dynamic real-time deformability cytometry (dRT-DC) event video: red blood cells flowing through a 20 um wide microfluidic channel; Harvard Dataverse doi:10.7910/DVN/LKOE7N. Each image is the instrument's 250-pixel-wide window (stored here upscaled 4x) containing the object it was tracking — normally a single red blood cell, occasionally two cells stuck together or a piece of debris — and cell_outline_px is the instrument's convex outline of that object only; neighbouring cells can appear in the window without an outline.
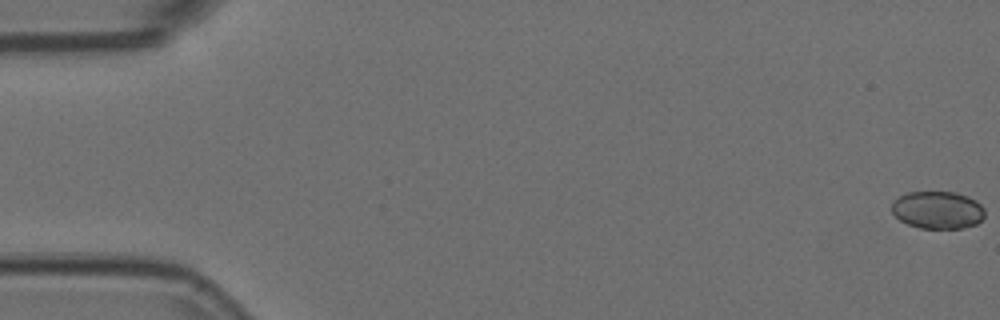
{"species": "Egyptian fruit bat (a non-hibernating species)", "species_latin": "Rousettus aegyptiacus", "temperature_condition": "room temperature", "stored_images_in_passage": 56, "camera_frame_rate_fps": 3000, "um_per_image_px": 0.085, "animal": {"sex": "female"}, "frame": {"image": 1, "passage_image": 1, "time_ms": 0.0, "image_size_px": [1000, 320], "cell_outline_px": [[984, 216], [976, 224], [960, 228], [920, 228], [908, 224], [900, 220], [892, 212], [892, 200], [908, 192], [956, 192], [968, 196], [976, 200], [984, 208]], "centroid_in_image_um": [79.69, 17.84], "position_along_channel_um": 5.3, "area_um2": 20.35}}
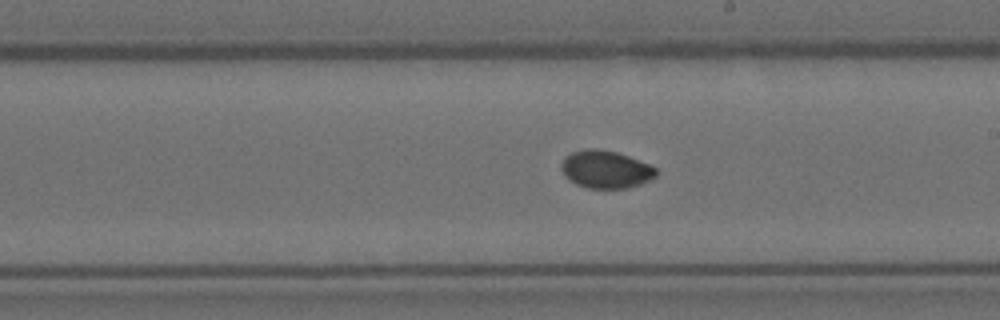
{"frame": {"image": 2, "passage_image": 32, "time_ms": 10.333, "image_size_px": [1000, 320], "cell_outline_px": [[656, 176], [640, 184], [628, 188], [588, 188], [576, 184], [568, 180], [564, 176], [560, 168], [564, 156], [572, 152], [584, 148], [600, 148], [616, 152], [628, 156], [648, 164], [656, 168]], "centroid_in_image_um": [51.43, 14.39], "position_along_channel_um": 237.6, "area_um2": 20.92}}
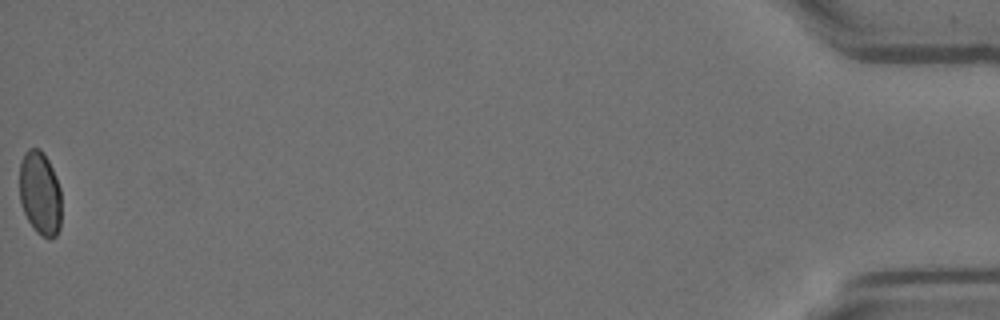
{"frame": {"image": 3, "passage_image": 56, "time_ms": 18.333, "image_size_px": [1000, 320], "cell_outline_px": [[60, 228], [56, 236], [52, 240], [48, 240], [36, 232], [28, 220], [20, 204], [20, 160], [24, 152], [28, 148], [40, 148], [44, 152], [52, 168], [60, 188]], "centroid_in_image_um": [3.39, 16.43], "position_along_channel_um": 431.8, "area_um2": 20.75}, "authors_computed_cell_mechanics": {"area_um2": 20.7502, "velocity_mm_per_s": 3.7107, "shape_relaxation_time_tau1_ms": 4.3489, "shape_relaxation_time_tau2_ms": 0.9363, "deformation_change_tau1": 0.0848, "deformation_change_tau2": 0.0246}}